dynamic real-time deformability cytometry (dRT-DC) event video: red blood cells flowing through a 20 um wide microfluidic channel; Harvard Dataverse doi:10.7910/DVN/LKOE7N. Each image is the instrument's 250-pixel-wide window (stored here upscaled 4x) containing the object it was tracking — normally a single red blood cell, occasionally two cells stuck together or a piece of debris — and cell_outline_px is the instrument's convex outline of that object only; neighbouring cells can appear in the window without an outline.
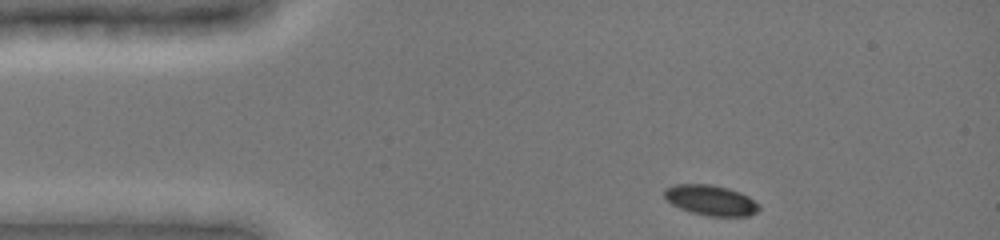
{"species": "common noctule bat (a hibernating species)", "species_latin": "Nyctalus noctula", "temperature_condition": "cold", "stored_images_in_passage": 28, "camera_frame_rate_fps": 3000, "um_per_image_px": 0.085, "animal": {"sex": "female", "body_mass_g": 19.0, "forearm_length_mm": 51.5}, "frame": {"image": 1, "passage_image": 1, "time_ms": 0.0, "image_size_px": [1000, 240], "cell_outline_px": [[760, 208], [756, 212], [748, 216], [708, 216], [692, 212], [680, 208], [672, 204], [664, 196], [664, 188], [676, 184], [712, 184], [728, 188], [740, 192], [748, 196], [760, 204]], "centroid_in_image_um": [60.43, 17.01], "position_along_channel_um": 24.6, "area_um2": 16.76}}
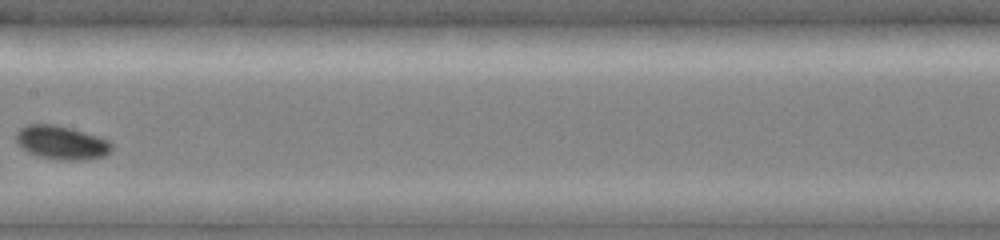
{"frame": {"image": 2, "passage_image": 14, "time_ms": 6.0, "image_size_px": [1000, 240], "cell_outline_px": [[112, 148], [104, 156], [84, 160], [56, 160], [40, 156], [28, 152], [16, 144], [16, 132], [24, 124], [56, 124], [72, 128], [108, 140], [112, 144]], "centroid_in_image_um": [5.18, 12.11], "position_along_channel_um": 202.2, "area_um2": 18.84}}
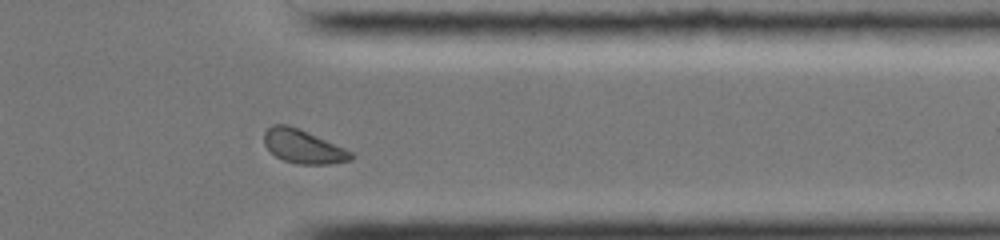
{"frame": {"image": 3, "passage_image": 25, "time_ms": 10.667, "image_size_px": [1000, 240], "cell_outline_px": [[352, 160], [328, 164], [300, 164], [284, 160], [276, 156], [264, 144], [264, 132], [272, 124], [288, 124], [344, 148], [352, 152]], "centroid_in_image_um": [25.74, 12.45], "position_along_channel_um": 385.7, "area_um2": 16.7}, "authors_computed_cell_mechanics": {"area_um2": 17.3978, "velocity_mm_per_s": 3.908, "shape_relaxation_time_tau1_ms": 5.2895, "shape_relaxation_time_tau2_ms": null, "deformation_change_tau1": 0.1309, "deformation_change_tau2": null}}